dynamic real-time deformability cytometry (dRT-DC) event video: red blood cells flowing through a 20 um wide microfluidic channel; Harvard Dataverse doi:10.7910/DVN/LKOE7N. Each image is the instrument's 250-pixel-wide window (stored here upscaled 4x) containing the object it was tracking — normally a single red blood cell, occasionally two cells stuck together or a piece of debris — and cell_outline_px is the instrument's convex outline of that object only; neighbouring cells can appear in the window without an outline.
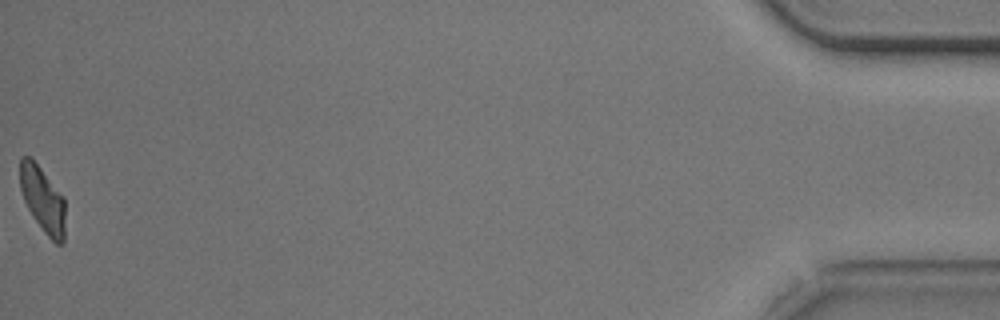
{"species": "common noctule bat (a hibernating species)", "species_latin": "Nyctalus noctula", "temperature_condition": "cold", "stored_images_in_passage": 39, "camera_frame_rate_fps": 3000, "um_per_image_px": 0.085, "animal": {"sex": "male", "body_mass_g": 20.5, "forearm_length_mm": 52.5}, "frame": {"image": 1, "passage_image": 39, "time_ms": 12.667, "image_size_px": [1000, 320], "cell_outline_px": [[64, 244], [56, 244], [44, 232], [28, 208], [24, 200], [20, 188], [20, 156], [32, 156], [64, 196]], "centroid_in_image_um": [3.63, 16.9], "position_along_channel_um": 431.6, "area_um2": 17.46}, "authors_computed_cell_mechanics": {"area_um2": 18.8428, "velocity_mm_per_s": 3.7366, "shape_relaxation_time_tau1_ms": 4.3237, "shape_relaxation_time_tau2_ms": null, "deformation_change_tau1": 0.1612, "deformation_change_tau2": null}}